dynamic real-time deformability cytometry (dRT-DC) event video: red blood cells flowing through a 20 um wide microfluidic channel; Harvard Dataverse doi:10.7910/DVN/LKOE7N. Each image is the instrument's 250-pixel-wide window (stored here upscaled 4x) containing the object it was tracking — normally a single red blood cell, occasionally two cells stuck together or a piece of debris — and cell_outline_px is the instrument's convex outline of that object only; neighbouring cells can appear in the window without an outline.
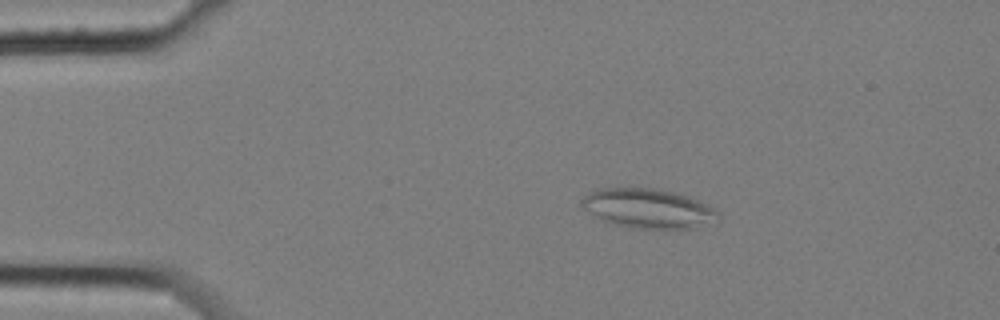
{"species": "common noctule bat (a hibernating species)", "species_latin": "Nyctalus noctula", "temperature_condition": "cold", "stored_images_in_passage": 7, "camera_frame_rate_fps": 3000, "um_per_image_px": 0.085, "animal": {"sex": "female", "body_mass_g": 25.1}, "frame": {"image": 1, "passage_image": 3, "time_ms": 0.667, "image_size_px": [1000, 320], "cell_outline_px": [[720, 220], [716, 224], [692, 228], [632, 228], [600, 220], [580, 208], [580, 200], [584, 196], [600, 188], [652, 188], [692, 196], [716, 208], [720, 212]], "centroid_in_image_um": [55.16, 17.73], "position_along_channel_um": 29.8, "area_um2": 32.02}}